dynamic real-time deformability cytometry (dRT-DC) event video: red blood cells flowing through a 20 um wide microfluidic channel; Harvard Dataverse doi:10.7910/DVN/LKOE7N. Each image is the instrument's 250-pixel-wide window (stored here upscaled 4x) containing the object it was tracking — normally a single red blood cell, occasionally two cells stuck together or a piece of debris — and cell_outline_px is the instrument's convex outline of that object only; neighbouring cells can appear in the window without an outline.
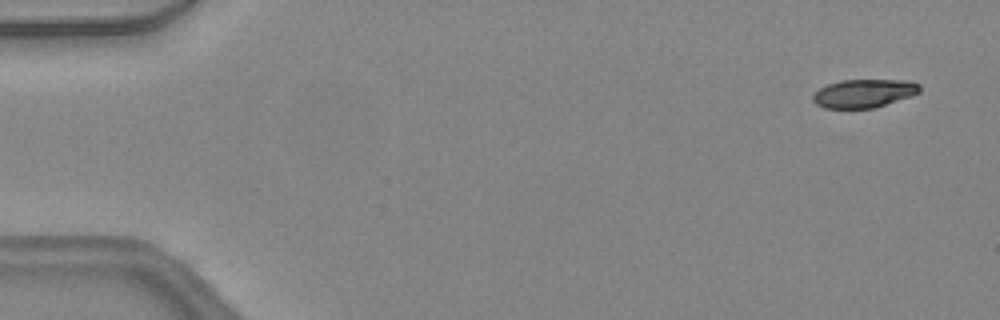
{"species": "common noctule bat (a hibernating species)", "species_latin": "Nyctalus noctula", "temperature_condition": "warm", "stored_images_in_passage": 45, "camera_frame_rate_fps": 3000, "um_per_image_px": 0.085, "animal": {"sex": "female", "body_mass_g": 24.6, "forearm_length_mm": 56.2}, "frame": {"image": 1, "passage_image": 1, "time_ms": 0.0, "image_size_px": [1000, 320], "cell_outline_px": [[920, 92], [912, 96], [876, 108], [824, 108], [816, 104], [812, 100], [812, 92], [828, 84], [840, 80], [908, 80], [920, 84]], "centroid_in_image_um": [73.43, 7.94], "position_along_channel_um": 11.6, "area_um2": 17.92}}
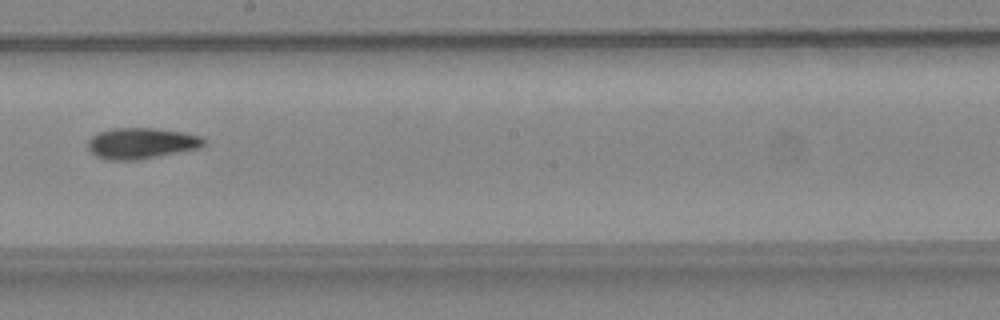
{"frame": {"image": 2, "passage_image": 25, "time_ms": 8.0, "image_size_px": [1000, 320], "cell_outline_px": [[208, 144], [200, 148], [140, 160], [104, 160], [96, 156], [88, 148], [88, 140], [96, 132], [112, 128], [156, 128], [184, 132], [200, 136]], "centroid_in_image_um": [12.02, 12.18], "position_along_channel_um": 236.2, "area_um2": 21.27}}
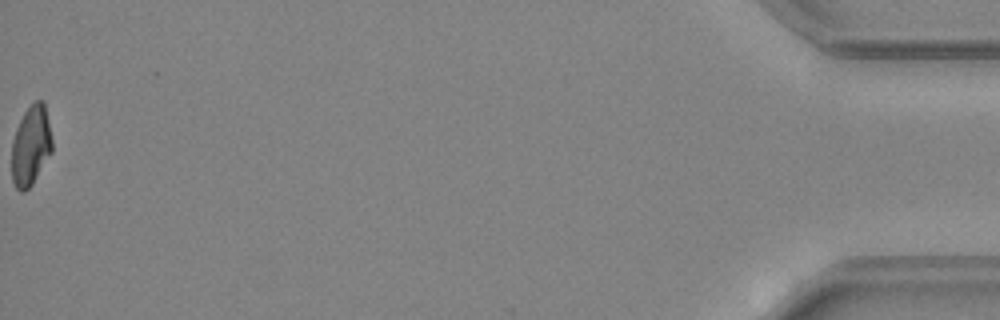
{"frame": {"image": 3, "passage_image": 45, "time_ms": 14.667, "image_size_px": [1000, 320], "cell_outline_px": [[52, 152], [32, 184], [24, 192], [20, 192], [16, 188], [12, 180], [12, 140], [16, 128], [24, 112], [36, 100], [44, 100], [52, 140]], "centroid_in_image_um": [2.62, 12.39], "position_along_channel_um": 432.6, "area_um2": 18.79}, "authors_computed_cell_mechanics": {"area_um2": 19.941, "velocity_mm_per_s": 4.495, "shape_relaxation_time_tau1_ms": 5.1894, "shape_relaxation_time_tau2_ms": 8.1024, "deformation_change_tau1": 0.1724, "deformation_change_tau2": 0.1631}}